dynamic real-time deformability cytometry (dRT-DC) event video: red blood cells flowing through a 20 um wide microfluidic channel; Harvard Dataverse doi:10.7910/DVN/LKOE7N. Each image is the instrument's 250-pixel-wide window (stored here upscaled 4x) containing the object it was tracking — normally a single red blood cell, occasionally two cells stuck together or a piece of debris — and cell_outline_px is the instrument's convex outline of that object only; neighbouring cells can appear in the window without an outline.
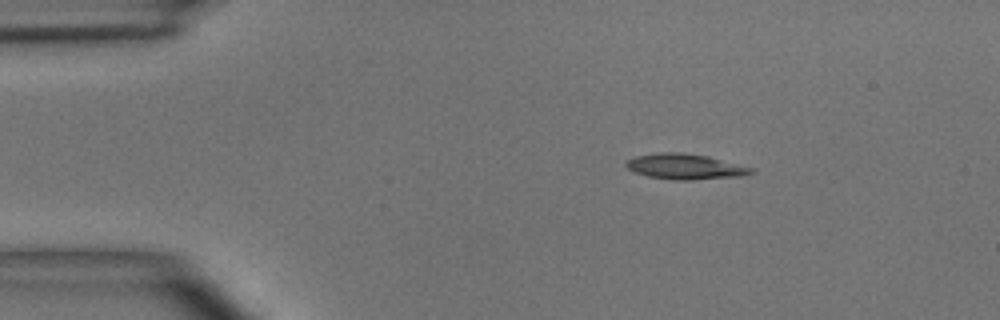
{"species": "common noctule bat (a hibernating species)", "species_latin": "Nyctalus noctula", "temperature_condition": "room temperature", "stored_images_in_passage": 7, "camera_frame_rate_fps": 3000, "um_per_image_px": 0.085, "animal": {"sex": "male", "body_mass_g": 15.6}, "frame": {"image": 1, "passage_image": 1, "time_ms": 0.0, "image_size_px": [1000, 320], "cell_outline_px": [[756, 172], [740, 176], [692, 180], [672, 180], [648, 176], [636, 172], [628, 168], [624, 164], [628, 160], [636, 156], [656, 152], [680, 152], [708, 156], [756, 168]], "centroid_in_image_um": [58.28, 14.16], "position_along_channel_um": 26.7, "area_um2": 18.67}}
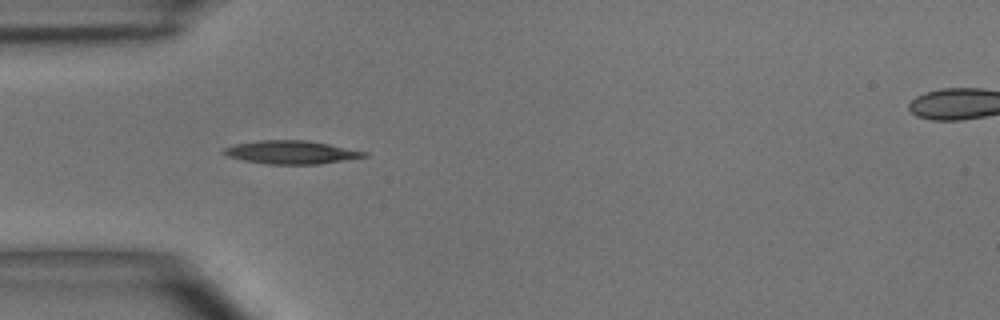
{"frame": {"image": 2, "passage_image": 3, "time_ms": 2.333, "image_size_px": [1000, 320], "cell_outline_px": [[368, 156], [320, 164], [264, 164], [244, 160], [228, 156], [220, 152], [224, 148], [236, 144], [260, 140], [304, 140], [328, 144], [368, 152]], "centroid_in_image_um": [24.74, 12.94], "position_along_channel_um": 60.3, "area_um2": 18.9}}
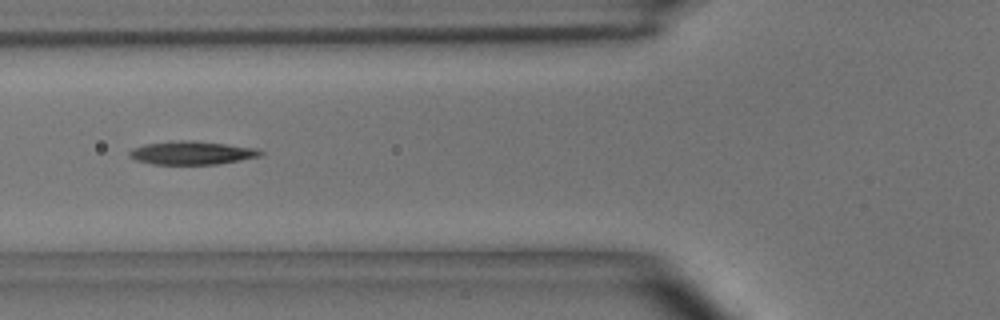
{"frame": {"image": 3, "passage_image": 4, "time_ms": 3.667, "image_size_px": [1000, 320], "cell_outline_px": [[264, 152], [260, 156], [240, 160], [216, 164], [152, 164], [136, 160], [128, 156], [128, 152], [132, 148], [144, 144], [180, 140], [188, 140], [224, 144], [256, 148]], "centroid_in_image_um": [16.26, 12.99], "position_along_channel_um": 109.5, "area_um2": 17.69}}